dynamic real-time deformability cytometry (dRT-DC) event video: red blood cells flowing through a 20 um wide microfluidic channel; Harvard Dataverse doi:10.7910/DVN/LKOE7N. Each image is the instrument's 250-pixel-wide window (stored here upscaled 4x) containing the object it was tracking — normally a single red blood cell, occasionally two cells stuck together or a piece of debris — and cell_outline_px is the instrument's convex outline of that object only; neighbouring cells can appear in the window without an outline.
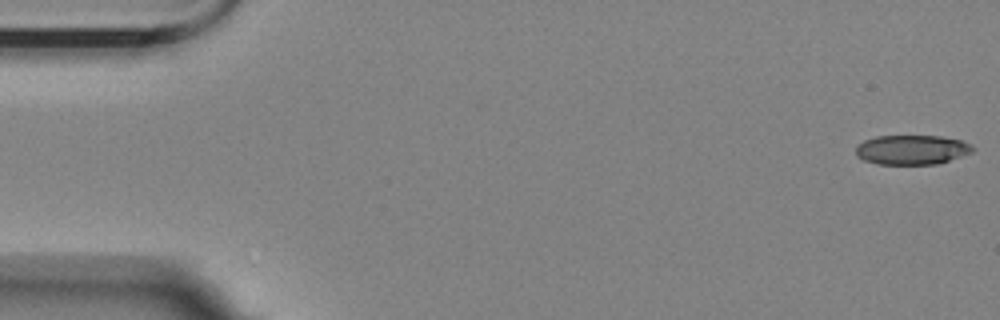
{"species": "Egyptian fruit bat (a non-hibernating species)", "species_latin": "Rousettus aegyptiacus", "temperature_condition": "room temperature", "stored_images_in_passage": 51, "camera_frame_rate_fps": 3000, "um_per_image_px": 0.085, "animal": {"sex": "female"}, "frame": {"image": 1, "passage_image": 1, "time_ms": 0.0, "image_size_px": [1000, 320], "cell_outline_px": [[972, 152], [936, 164], [876, 164], [864, 160], [856, 156], [856, 144], [864, 140], [876, 136], [940, 136], [960, 140], [972, 144]], "centroid_in_image_um": [77.45, 12.72], "position_along_channel_um": 7.6, "area_um2": 20.06}}
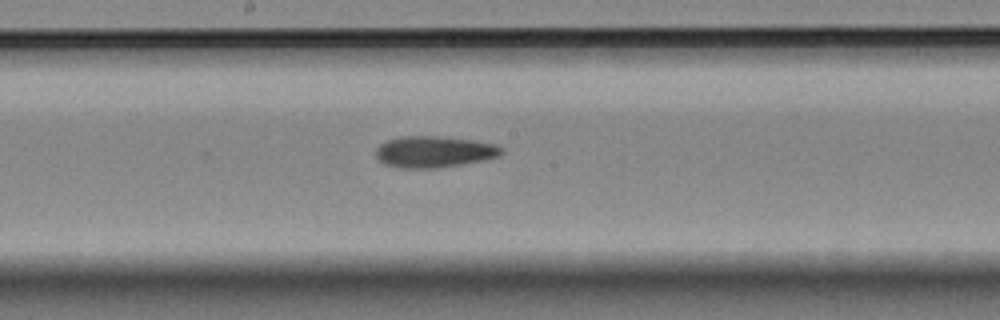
{"frame": {"image": 2, "passage_image": 29, "time_ms": 9.333, "image_size_px": [1000, 320], "cell_outline_px": [[504, 152], [500, 156], [484, 160], [440, 168], [400, 168], [384, 164], [376, 156], [376, 148], [380, 144], [388, 140], [400, 136], [440, 136], [472, 140], [496, 144]], "centroid_in_image_um": [36.9, 12.9], "position_along_channel_um": 211.3, "area_um2": 23.06}}
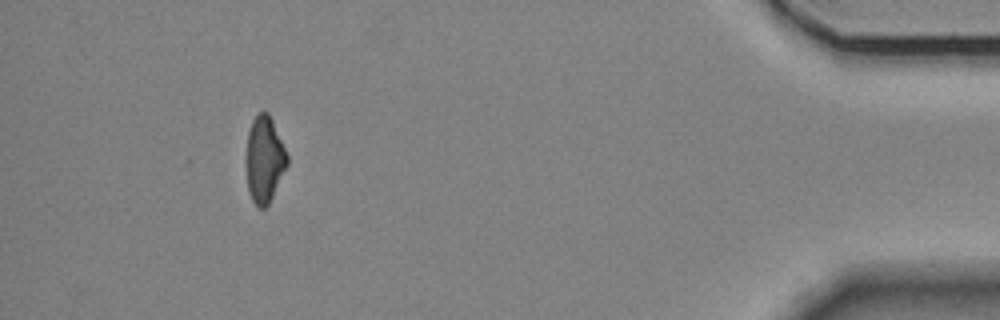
{"frame": {"image": 3, "passage_image": 51, "time_ms": 16.667, "image_size_px": [1000, 320], "cell_outline_px": [[288, 164], [268, 204], [264, 208], [260, 208], [252, 200], [248, 192], [244, 164], [248, 132], [252, 120], [260, 112], [268, 112], [272, 120], [288, 156]], "centroid_in_image_um": [22.43, 13.56], "position_along_channel_um": 412.8, "area_um2": 20.75}, "authors_computed_cell_mechanics": {"area_um2": 22.253, "velocity_mm_per_s": 3.5847, "shape_relaxation_time_tau1_ms": 5.8355, "shape_relaxation_time_tau2_ms": 5.6136, "deformation_change_tau1": 0.171, "deformation_change_tau2": 0.1324}}